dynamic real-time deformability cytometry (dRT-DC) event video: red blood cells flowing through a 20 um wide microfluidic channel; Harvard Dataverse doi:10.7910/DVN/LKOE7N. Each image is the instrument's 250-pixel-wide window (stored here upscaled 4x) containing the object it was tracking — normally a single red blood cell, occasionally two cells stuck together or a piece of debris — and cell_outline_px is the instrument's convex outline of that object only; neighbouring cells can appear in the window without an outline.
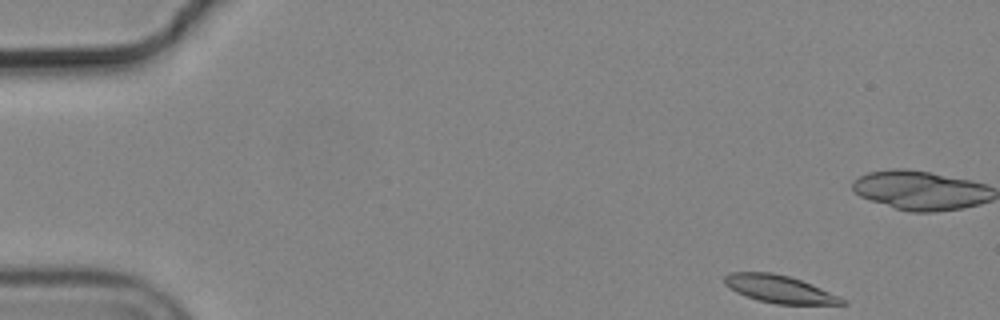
{"species": "common noctule bat (a hibernating species)", "species_latin": "Nyctalus noctula", "temperature_condition": "cold", "stored_images_in_passage": 5, "camera_frame_rate_fps": 3000, "um_per_image_px": 0.085, "animal": {"sex": "male", "body_mass_g": 19.2, "forearm_length_mm": 51.8}, "frame": {"image": 1, "passage_image": 1, "time_ms": 0.0, "image_size_px": [1000, 320], "cell_outline_px": [[848, 304], [776, 304], [760, 300], [736, 292], [724, 284], [724, 276], [728, 272], [772, 272], [788, 276], [812, 284], [840, 296]], "centroid_in_image_um": [66.24, 24.56], "position_along_channel_um": 18.8, "area_um2": 18.73}}